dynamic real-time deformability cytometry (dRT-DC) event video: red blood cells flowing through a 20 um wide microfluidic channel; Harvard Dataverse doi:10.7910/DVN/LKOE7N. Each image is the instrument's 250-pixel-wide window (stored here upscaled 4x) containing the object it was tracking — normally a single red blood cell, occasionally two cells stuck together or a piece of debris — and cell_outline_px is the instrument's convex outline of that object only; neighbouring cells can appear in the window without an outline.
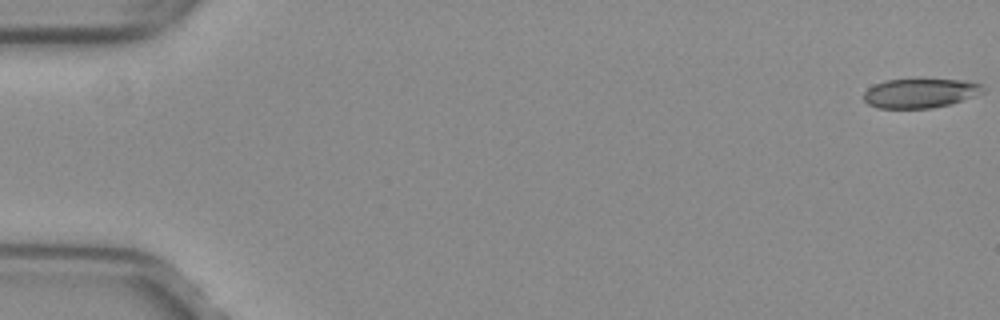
{"species": "common noctule bat (a hibernating species)", "species_latin": "Nyctalus noctula", "temperature_condition": "warm", "stored_images_in_passage": 17, "camera_frame_rate_fps": 3000, "um_per_image_px": 0.085, "animal": {"sex": "female", "body_mass_g": 29.2, "forearm_length_mm": 56.3}, "frame": {"image": 1, "passage_image": 1, "time_ms": 0.0, "image_size_px": [1000, 320], "cell_outline_px": [[984, 92], [948, 104], [932, 108], [876, 108], [868, 104], [864, 100], [864, 92], [868, 88], [884, 80], [968, 80], [980, 84], [984, 88]], "centroid_in_image_um": [78.18, 7.92], "position_along_channel_um": 6.8, "area_um2": 20.06}}
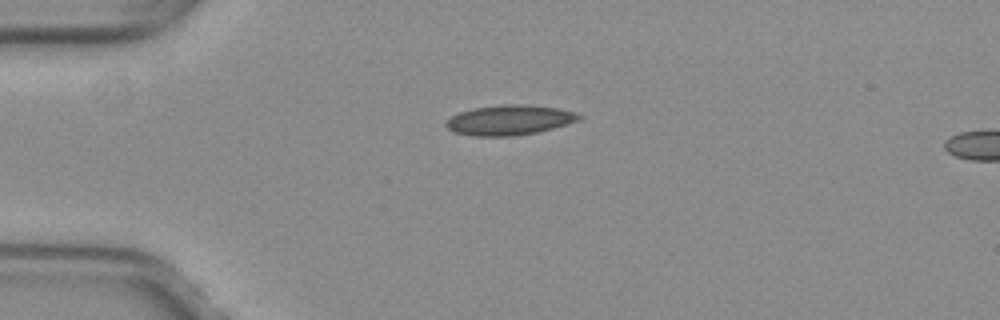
{"frame": {"image": 2, "passage_image": 14, "time_ms": 4.333, "image_size_px": [1000, 320], "cell_outline_px": [[584, 116], [580, 120], [568, 124], [536, 132], [516, 136], [472, 136], [456, 132], [448, 128], [444, 124], [452, 116], [460, 112], [472, 108], [504, 104], [528, 104], [556, 108], [576, 112]], "centroid_in_image_um": [43.33, 10.2], "position_along_channel_um": 41.7, "area_um2": 23.29}}